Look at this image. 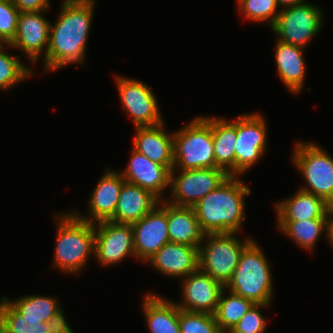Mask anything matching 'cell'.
I'll use <instances>...</instances> for the list:
<instances>
[{"mask_svg": "<svg viewBox=\"0 0 333 333\" xmlns=\"http://www.w3.org/2000/svg\"><path fill=\"white\" fill-rule=\"evenodd\" d=\"M9 44H0V90H9L28 77H32L33 69L20 61L22 55L8 54L4 50Z\"/></svg>", "mask_w": 333, "mask_h": 333, "instance_id": "f546056e", "label": "cell"}, {"mask_svg": "<svg viewBox=\"0 0 333 333\" xmlns=\"http://www.w3.org/2000/svg\"><path fill=\"white\" fill-rule=\"evenodd\" d=\"M20 12L49 11L50 0H11Z\"/></svg>", "mask_w": 333, "mask_h": 333, "instance_id": "e575fe53", "label": "cell"}, {"mask_svg": "<svg viewBox=\"0 0 333 333\" xmlns=\"http://www.w3.org/2000/svg\"><path fill=\"white\" fill-rule=\"evenodd\" d=\"M164 124L162 122L155 126L136 127L132 145L137 152L171 171L174 168V131L172 134L165 131Z\"/></svg>", "mask_w": 333, "mask_h": 333, "instance_id": "d6986e66", "label": "cell"}, {"mask_svg": "<svg viewBox=\"0 0 333 333\" xmlns=\"http://www.w3.org/2000/svg\"><path fill=\"white\" fill-rule=\"evenodd\" d=\"M328 207L322 198L300 188L291 197L274 204L277 221L326 219Z\"/></svg>", "mask_w": 333, "mask_h": 333, "instance_id": "7402d4cb", "label": "cell"}, {"mask_svg": "<svg viewBox=\"0 0 333 333\" xmlns=\"http://www.w3.org/2000/svg\"><path fill=\"white\" fill-rule=\"evenodd\" d=\"M94 228V257L98 264L113 266L128 256L136 258L131 224L107 220L95 223Z\"/></svg>", "mask_w": 333, "mask_h": 333, "instance_id": "7c38bea8", "label": "cell"}, {"mask_svg": "<svg viewBox=\"0 0 333 333\" xmlns=\"http://www.w3.org/2000/svg\"><path fill=\"white\" fill-rule=\"evenodd\" d=\"M212 138L216 165L235 176L236 118L212 117Z\"/></svg>", "mask_w": 333, "mask_h": 333, "instance_id": "d4e9b609", "label": "cell"}, {"mask_svg": "<svg viewBox=\"0 0 333 333\" xmlns=\"http://www.w3.org/2000/svg\"><path fill=\"white\" fill-rule=\"evenodd\" d=\"M279 8L281 7V10L288 7H293L295 5L302 4L306 2L307 0H276Z\"/></svg>", "mask_w": 333, "mask_h": 333, "instance_id": "74e56055", "label": "cell"}, {"mask_svg": "<svg viewBox=\"0 0 333 333\" xmlns=\"http://www.w3.org/2000/svg\"><path fill=\"white\" fill-rule=\"evenodd\" d=\"M146 263L165 276L181 279L199 269L198 247L169 242Z\"/></svg>", "mask_w": 333, "mask_h": 333, "instance_id": "ac0fdd59", "label": "cell"}, {"mask_svg": "<svg viewBox=\"0 0 333 333\" xmlns=\"http://www.w3.org/2000/svg\"><path fill=\"white\" fill-rule=\"evenodd\" d=\"M323 20L319 6L304 2L282 9L271 29L277 40L305 49L322 29Z\"/></svg>", "mask_w": 333, "mask_h": 333, "instance_id": "ba28073f", "label": "cell"}, {"mask_svg": "<svg viewBox=\"0 0 333 333\" xmlns=\"http://www.w3.org/2000/svg\"><path fill=\"white\" fill-rule=\"evenodd\" d=\"M124 182L120 171L107 169L90 194L87 208L89 215H82L78 211L74 213L80 219L93 224L110 220L115 213Z\"/></svg>", "mask_w": 333, "mask_h": 333, "instance_id": "2e32d148", "label": "cell"}, {"mask_svg": "<svg viewBox=\"0 0 333 333\" xmlns=\"http://www.w3.org/2000/svg\"><path fill=\"white\" fill-rule=\"evenodd\" d=\"M46 12H20L15 38L8 46L21 50L32 64L39 62L42 54L44 60L48 51L51 22L45 18Z\"/></svg>", "mask_w": 333, "mask_h": 333, "instance_id": "5bb4252c", "label": "cell"}, {"mask_svg": "<svg viewBox=\"0 0 333 333\" xmlns=\"http://www.w3.org/2000/svg\"><path fill=\"white\" fill-rule=\"evenodd\" d=\"M326 238L333 248V205H329L326 211Z\"/></svg>", "mask_w": 333, "mask_h": 333, "instance_id": "8d00e7d4", "label": "cell"}, {"mask_svg": "<svg viewBox=\"0 0 333 333\" xmlns=\"http://www.w3.org/2000/svg\"><path fill=\"white\" fill-rule=\"evenodd\" d=\"M271 304H254L229 333H265L267 320L261 310Z\"/></svg>", "mask_w": 333, "mask_h": 333, "instance_id": "836d02e7", "label": "cell"}, {"mask_svg": "<svg viewBox=\"0 0 333 333\" xmlns=\"http://www.w3.org/2000/svg\"><path fill=\"white\" fill-rule=\"evenodd\" d=\"M159 203L160 199L152 192L124 182L115 213L110 221L133 224L152 211Z\"/></svg>", "mask_w": 333, "mask_h": 333, "instance_id": "ffe728a7", "label": "cell"}, {"mask_svg": "<svg viewBox=\"0 0 333 333\" xmlns=\"http://www.w3.org/2000/svg\"><path fill=\"white\" fill-rule=\"evenodd\" d=\"M275 63L279 78L292 94L301 93L306 79L304 48L276 40Z\"/></svg>", "mask_w": 333, "mask_h": 333, "instance_id": "44dd1931", "label": "cell"}, {"mask_svg": "<svg viewBox=\"0 0 333 333\" xmlns=\"http://www.w3.org/2000/svg\"><path fill=\"white\" fill-rule=\"evenodd\" d=\"M167 225L170 242L199 247L205 233L193 207L172 205L167 202Z\"/></svg>", "mask_w": 333, "mask_h": 333, "instance_id": "cb8c5ba5", "label": "cell"}, {"mask_svg": "<svg viewBox=\"0 0 333 333\" xmlns=\"http://www.w3.org/2000/svg\"><path fill=\"white\" fill-rule=\"evenodd\" d=\"M124 112L134 127L155 126L164 122L157 98L152 89L138 79L115 76Z\"/></svg>", "mask_w": 333, "mask_h": 333, "instance_id": "8fae6325", "label": "cell"}, {"mask_svg": "<svg viewBox=\"0 0 333 333\" xmlns=\"http://www.w3.org/2000/svg\"><path fill=\"white\" fill-rule=\"evenodd\" d=\"M55 216L57 235L51 265L62 273L77 276L88 264L89 257H94V224L80 219L73 211Z\"/></svg>", "mask_w": 333, "mask_h": 333, "instance_id": "3957f363", "label": "cell"}, {"mask_svg": "<svg viewBox=\"0 0 333 333\" xmlns=\"http://www.w3.org/2000/svg\"><path fill=\"white\" fill-rule=\"evenodd\" d=\"M133 228L134 250L137 260L148 261L163 245L170 242L167 225V201L160 203Z\"/></svg>", "mask_w": 333, "mask_h": 333, "instance_id": "4fadbf2b", "label": "cell"}, {"mask_svg": "<svg viewBox=\"0 0 333 333\" xmlns=\"http://www.w3.org/2000/svg\"><path fill=\"white\" fill-rule=\"evenodd\" d=\"M240 14L250 22L273 26L281 11L276 0H236Z\"/></svg>", "mask_w": 333, "mask_h": 333, "instance_id": "4dcf8cb0", "label": "cell"}, {"mask_svg": "<svg viewBox=\"0 0 333 333\" xmlns=\"http://www.w3.org/2000/svg\"><path fill=\"white\" fill-rule=\"evenodd\" d=\"M125 182L137 185L152 192L160 200H165V190L170 188L171 171L148 159L132 148L127 166L120 172Z\"/></svg>", "mask_w": 333, "mask_h": 333, "instance_id": "e0dca14e", "label": "cell"}, {"mask_svg": "<svg viewBox=\"0 0 333 333\" xmlns=\"http://www.w3.org/2000/svg\"><path fill=\"white\" fill-rule=\"evenodd\" d=\"M229 176L219 167L191 170L173 168L170 174V196L165 201L176 206L194 207Z\"/></svg>", "mask_w": 333, "mask_h": 333, "instance_id": "9c48e42d", "label": "cell"}, {"mask_svg": "<svg viewBox=\"0 0 333 333\" xmlns=\"http://www.w3.org/2000/svg\"><path fill=\"white\" fill-rule=\"evenodd\" d=\"M239 178L230 175L193 207L205 234L241 230L246 218L245 198L251 194V189Z\"/></svg>", "mask_w": 333, "mask_h": 333, "instance_id": "7a4b0ae2", "label": "cell"}, {"mask_svg": "<svg viewBox=\"0 0 333 333\" xmlns=\"http://www.w3.org/2000/svg\"><path fill=\"white\" fill-rule=\"evenodd\" d=\"M96 0H64L58 19L50 23L49 47L43 72L70 64H84Z\"/></svg>", "mask_w": 333, "mask_h": 333, "instance_id": "6da1fadb", "label": "cell"}, {"mask_svg": "<svg viewBox=\"0 0 333 333\" xmlns=\"http://www.w3.org/2000/svg\"><path fill=\"white\" fill-rule=\"evenodd\" d=\"M181 280L182 301L175 302L178 308L214 314L224 286L199 269Z\"/></svg>", "mask_w": 333, "mask_h": 333, "instance_id": "9a60e30c", "label": "cell"}, {"mask_svg": "<svg viewBox=\"0 0 333 333\" xmlns=\"http://www.w3.org/2000/svg\"><path fill=\"white\" fill-rule=\"evenodd\" d=\"M20 11L11 0H0V43L10 44L17 32Z\"/></svg>", "mask_w": 333, "mask_h": 333, "instance_id": "d6a6232c", "label": "cell"}, {"mask_svg": "<svg viewBox=\"0 0 333 333\" xmlns=\"http://www.w3.org/2000/svg\"><path fill=\"white\" fill-rule=\"evenodd\" d=\"M174 169L191 170L218 167L212 138V116H197L174 132Z\"/></svg>", "mask_w": 333, "mask_h": 333, "instance_id": "5b68a950", "label": "cell"}, {"mask_svg": "<svg viewBox=\"0 0 333 333\" xmlns=\"http://www.w3.org/2000/svg\"><path fill=\"white\" fill-rule=\"evenodd\" d=\"M227 291L228 296L225 294ZM253 305L254 303L251 300L245 299L224 287L214 313L216 323L225 333H229Z\"/></svg>", "mask_w": 333, "mask_h": 333, "instance_id": "83f0119b", "label": "cell"}, {"mask_svg": "<svg viewBox=\"0 0 333 333\" xmlns=\"http://www.w3.org/2000/svg\"><path fill=\"white\" fill-rule=\"evenodd\" d=\"M293 149L291 163L307 183L300 189L333 205V157L315 142L298 141Z\"/></svg>", "mask_w": 333, "mask_h": 333, "instance_id": "52a82bcc", "label": "cell"}, {"mask_svg": "<svg viewBox=\"0 0 333 333\" xmlns=\"http://www.w3.org/2000/svg\"><path fill=\"white\" fill-rule=\"evenodd\" d=\"M276 222L280 232L306 251H313L322 233H326V219Z\"/></svg>", "mask_w": 333, "mask_h": 333, "instance_id": "484cf974", "label": "cell"}, {"mask_svg": "<svg viewBox=\"0 0 333 333\" xmlns=\"http://www.w3.org/2000/svg\"><path fill=\"white\" fill-rule=\"evenodd\" d=\"M0 333H50L47 322L25 320L3 297L0 300Z\"/></svg>", "mask_w": 333, "mask_h": 333, "instance_id": "f1b7e54d", "label": "cell"}, {"mask_svg": "<svg viewBox=\"0 0 333 333\" xmlns=\"http://www.w3.org/2000/svg\"><path fill=\"white\" fill-rule=\"evenodd\" d=\"M142 311L150 333H180L179 308L175 301L156 293L143 297Z\"/></svg>", "mask_w": 333, "mask_h": 333, "instance_id": "603a6c76", "label": "cell"}, {"mask_svg": "<svg viewBox=\"0 0 333 333\" xmlns=\"http://www.w3.org/2000/svg\"><path fill=\"white\" fill-rule=\"evenodd\" d=\"M269 260L253 239L242 251L237 268L225 288L254 304H271L274 283Z\"/></svg>", "mask_w": 333, "mask_h": 333, "instance_id": "277c9868", "label": "cell"}, {"mask_svg": "<svg viewBox=\"0 0 333 333\" xmlns=\"http://www.w3.org/2000/svg\"><path fill=\"white\" fill-rule=\"evenodd\" d=\"M3 297L25 320L48 322L60 309H63L56 297L52 296L29 294L14 301L7 296Z\"/></svg>", "mask_w": 333, "mask_h": 333, "instance_id": "4316f807", "label": "cell"}, {"mask_svg": "<svg viewBox=\"0 0 333 333\" xmlns=\"http://www.w3.org/2000/svg\"><path fill=\"white\" fill-rule=\"evenodd\" d=\"M64 315V311L60 309L49 319L47 327L49 328L50 333H69L73 330Z\"/></svg>", "mask_w": 333, "mask_h": 333, "instance_id": "d590c367", "label": "cell"}, {"mask_svg": "<svg viewBox=\"0 0 333 333\" xmlns=\"http://www.w3.org/2000/svg\"><path fill=\"white\" fill-rule=\"evenodd\" d=\"M237 234L208 233L198 247L199 270L224 287L231 280L243 249L253 240L251 237L241 240Z\"/></svg>", "mask_w": 333, "mask_h": 333, "instance_id": "8992f818", "label": "cell"}, {"mask_svg": "<svg viewBox=\"0 0 333 333\" xmlns=\"http://www.w3.org/2000/svg\"><path fill=\"white\" fill-rule=\"evenodd\" d=\"M180 333H225L216 323L214 314L190 312L179 308Z\"/></svg>", "mask_w": 333, "mask_h": 333, "instance_id": "1f68e13d", "label": "cell"}, {"mask_svg": "<svg viewBox=\"0 0 333 333\" xmlns=\"http://www.w3.org/2000/svg\"><path fill=\"white\" fill-rule=\"evenodd\" d=\"M267 122L261 113L241 114L236 118L235 176L254 167L267 151Z\"/></svg>", "mask_w": 333, "mask_h": 333, "instance_id": "30bf717a", "label": "cell"}]
</instances>
